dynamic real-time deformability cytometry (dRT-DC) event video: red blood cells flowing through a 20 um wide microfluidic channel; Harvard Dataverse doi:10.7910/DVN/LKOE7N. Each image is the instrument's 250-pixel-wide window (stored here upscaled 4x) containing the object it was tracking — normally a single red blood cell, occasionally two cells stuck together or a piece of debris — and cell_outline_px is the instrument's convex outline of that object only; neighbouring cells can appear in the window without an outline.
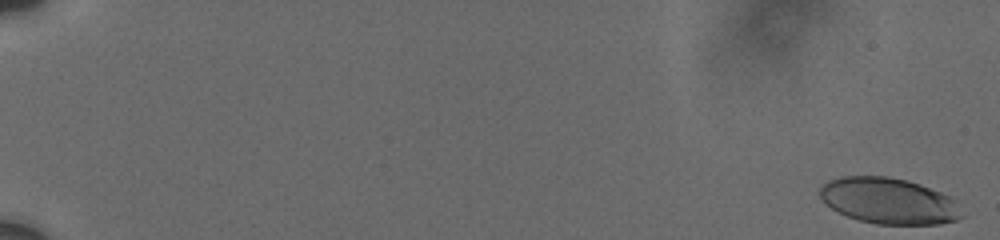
{"species": "human", "species_latin": "Homo sapiens", "temperature_condition": "cold", "stored_images_in_passage": 15, "camera_frame_rate_fps": 3000, "um_per_image_px": 0.085, "donor": {"sex": "male"}, "frame": {"image": 1, "passage_image": 1, "time_ms": 0.0, "image_size_px": [1000, 240], "cell_outline_px": [[964, 216], [956, 220], [940, 224], [876, 224], [860, 220], [848, 216], [832, 208], [820, 196], [820, 188], [828, 180], [840, 176], [888, 176], [908, 180], [920, 184], [952, 196], [956, 200]], "centroid_in_image_um": [75.6, 17.06], "position_along_channel_um": 9.4, "area_um2": 38.15}}
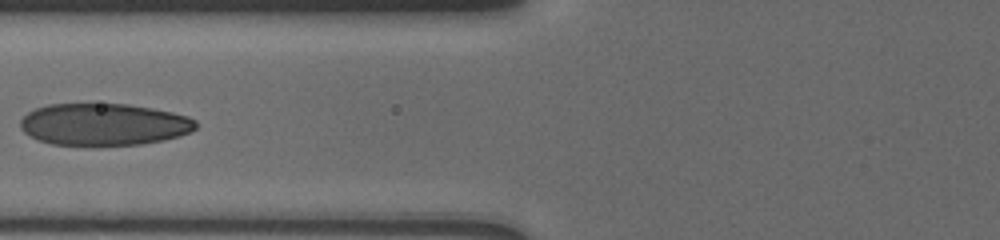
{"frame": {"image": 2, "passage_image": 10, "time_ms": 8.667, "image_size_px": [1000, 240], "cell_outline_px": [[196, 128], [180, 136], [164, 140], [140, 144], [92, 148], [52, 144], [40, 140], [24, 132], [20, 128], [20, 120], [28, 112], [36, 108], [48, 104], [128, 104], [152, 108], [172, 112], [188, 116], [196, 120]], "centroid_in_image_um": [8.81, 10.61], "position_along_channel_um": 117.0, "area_um2": 43.81}}
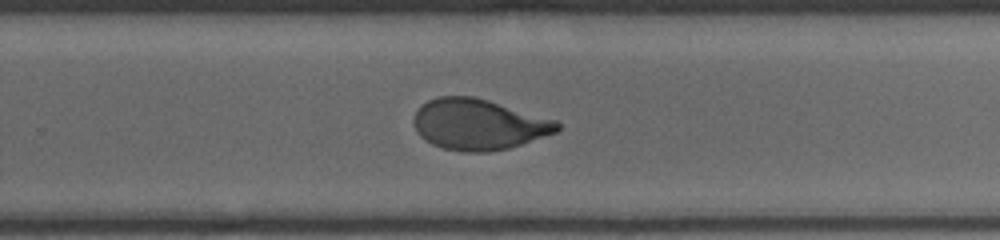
{"frame": {"image": 3, "passage_image": 15, "time_ms": 13.333, "image_size_px": [1000, 240], "cell_outline_px": [[560, 128], [556, 132], [508, 148], [488, 152], [464, 152], [444, 148], [432, 144], [424, 140], [416, 132], [412, 120], [416, 112], [428, 100], [440, 96], [472, 96], [488, 100], [556, 120], [560, 124]], "centroid_in_image_um": [40.65, 10.58], "position_along_channel_um": 289.2, "area_um2": 42.25}}